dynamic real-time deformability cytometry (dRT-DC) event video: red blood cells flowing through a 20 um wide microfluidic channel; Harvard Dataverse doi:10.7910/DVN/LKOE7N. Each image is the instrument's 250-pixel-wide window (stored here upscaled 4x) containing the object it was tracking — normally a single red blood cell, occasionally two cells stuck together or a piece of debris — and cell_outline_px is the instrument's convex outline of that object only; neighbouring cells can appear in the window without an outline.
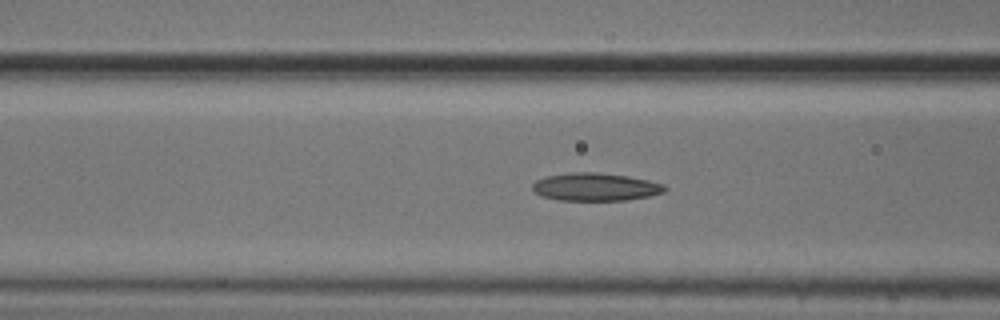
{"species": "common noctule bat (a hibernating species)", "species_latin": "Nyctalus noctula", "temperature_condition": "cold", "stored_images_in_passage": 42, "camera_frame_rate_fps": 3000, "um_per_image_px": 0.085, "animal": {"sex": "male", "body_mass_g": 20.5, "forearm_length_mm": 52.5}, "frame": {"image": 1, "passage_image": 12, "time_ms": 3.667, "image_size_px": [1000, 320], "cell_outline_px": [[668, 188], [664, 192], [648, 196], [624, 200], [560, 200], [540, 196], [532, 188], [532, 184], [536, 180], [544, 176], [572, 172], [596, 172], [628, 176], [648, 180], [664, 184]], "centroid_in_image_um": [50.6, 15.88], "position_along_channel_um": 116.0, "area_um2": 21.5}}
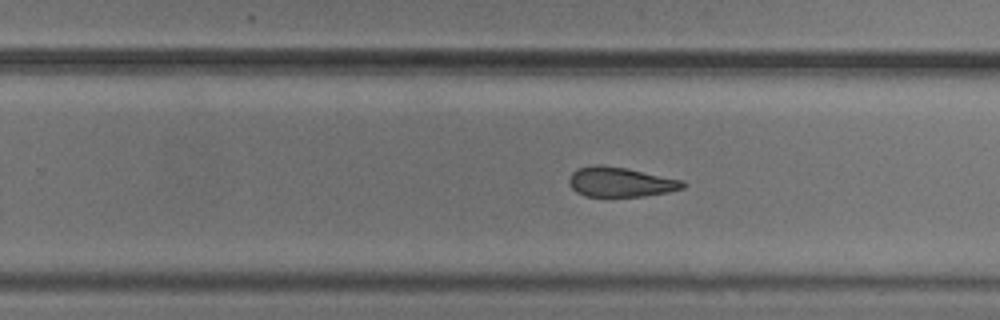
{"frame": {"image": 2, "passage_image": 25, "time_ms": 8.0, "image_size_px": [1000, 320], "cell_outline_px": [[688, 184], [684, 188], [668, 192], [644, 196], [584, 196], [576, 192], [568, 184], [568, 176], [576, 168], [596, 164], [600, 164], [624, 168], [684, 180]], "centroid_in_image_um": [52.72, 15.47], "position_along_channel_um": 277.1, "area_um2": 19.88}}
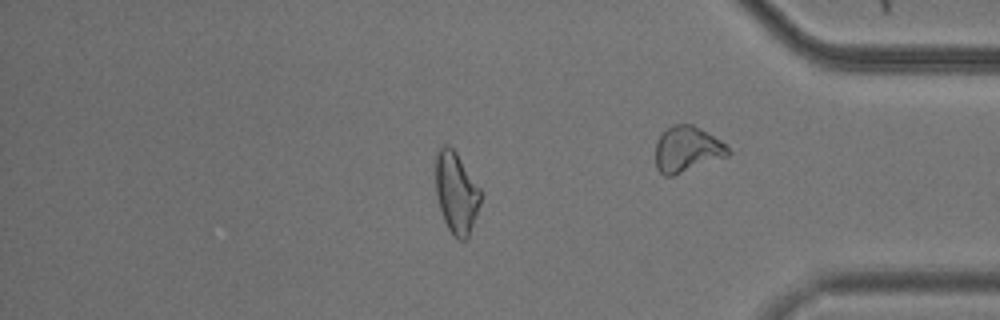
{"frame": {"image": 3, "passage_image": 37, "time_ms": 12.0, "image_size_px": [1000, 320], "cell_outline_px": [[480, 204], [468, 236], [464, 240], [456, 240], [448, 228], [444, 220], [440, 208], [436, 192], [436, 152], [440, 144], [448, 144], [456, 152], [480, 188]], "centroid_in_image_um": [38.76, 16.35], "position_along_channel_um": 396.4, "area_um2": 21.15}}